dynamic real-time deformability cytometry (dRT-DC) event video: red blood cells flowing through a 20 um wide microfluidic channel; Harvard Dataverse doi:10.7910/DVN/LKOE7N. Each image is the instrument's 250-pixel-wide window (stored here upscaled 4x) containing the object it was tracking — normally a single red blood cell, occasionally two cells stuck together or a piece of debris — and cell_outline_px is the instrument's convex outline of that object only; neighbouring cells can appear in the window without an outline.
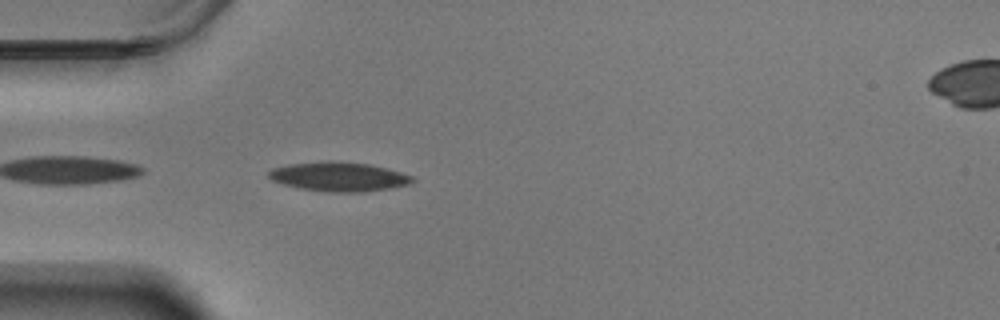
{"species": "Egyptian fruit bat (a non-hibernating species)", "species_latin": "Rousettus aegyptiacus", "temperature_condition": "warm", "stored_images_in_passage": 21, "camera_frame_rate_fps": 3000, "um_per_image_px": 0.085, "animal": {"sex": "male"}, "frame": {"image": 1, "passage_image": 2, "time_ms": 0.333, "image_size_px": [1000, 320], "cell_outline_px": [[416, 180], [408, 184], [388, 188], [364, 192], [328, 192], [300, 188], [284, 184], [272, 180], [268, 176], [268, 172], [272, 168], [288, 164], [320, 160], [340, 160], [372, 164], [388, 168], [412, 176]], "centroid_in_image_um": [28.79, 14.99], "position_along_channel_um": 56.2, "area_um2": 24.85}}
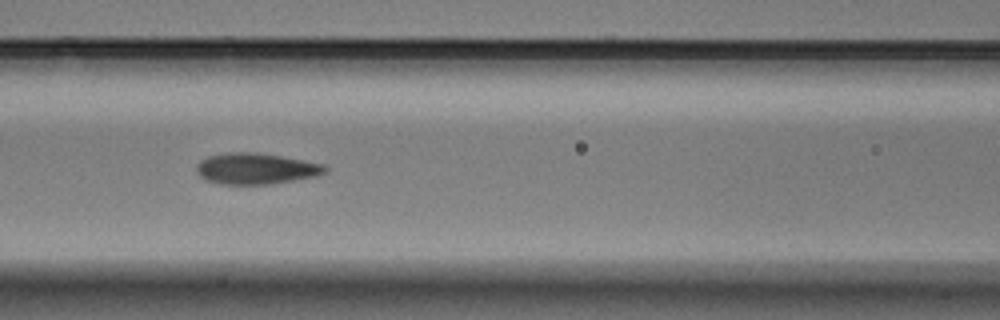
{"frame": {"image": 2, "passage_image": 10, "time_ms": 3.0, "image_size_px": [1000, 320], "cell_outline_px": [[328, 168], [324, 172], [316, 176], [268, 184], [220, 184], [208, 180], [200, 176], [196, 172], [196, 168], [200, 160], [208, 156], [228, 152], [256, 152], [280, 156], [324, 164]], "centroid_in_image_um": [21.72, 14.32], "position_along_channel_um": 144.9, "area_um2": 23.06}}
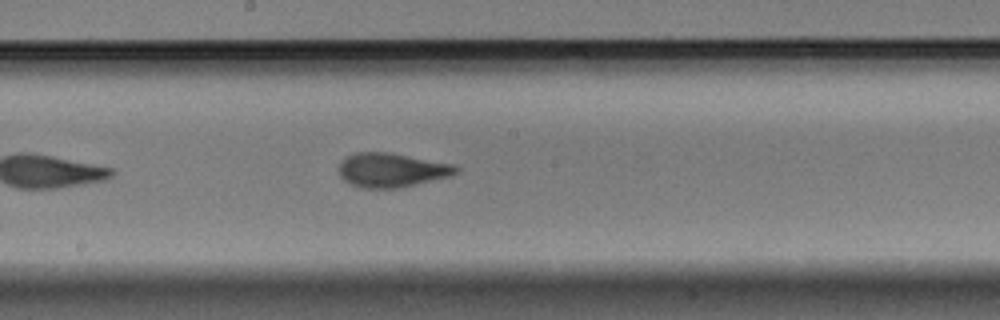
{"frame": {"image": 3, "passage_image": 16, "time_ms": 5.0, "image_size_px": [1000, 320], "cell_outline_px": [[460, 168], [456, 172], [448, 176], [400, 188], [360, 188], [344, 180], [340, 176], [340, 160], [356, 152], [388, 152], [456, 164]], "centroid_in_image_um": [33.29, 14.45], "position_along_channel_um": 214.9, "area_um2": 23.24}}